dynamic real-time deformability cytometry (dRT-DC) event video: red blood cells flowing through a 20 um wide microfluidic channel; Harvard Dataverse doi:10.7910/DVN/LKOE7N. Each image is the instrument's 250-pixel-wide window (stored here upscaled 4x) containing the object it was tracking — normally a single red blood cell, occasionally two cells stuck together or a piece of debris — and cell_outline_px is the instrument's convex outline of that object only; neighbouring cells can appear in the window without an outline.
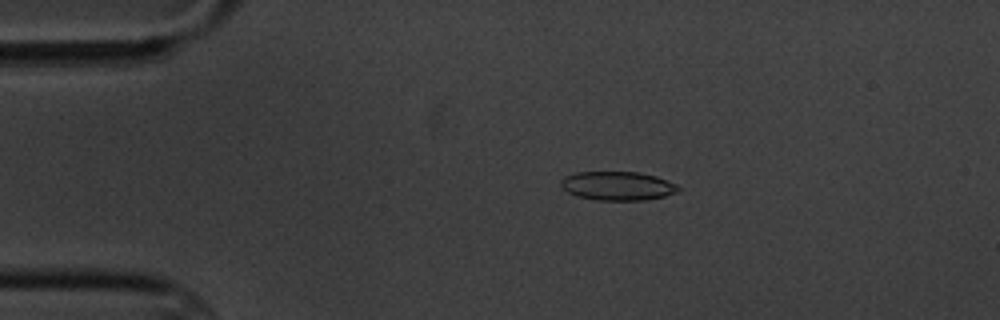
{"species": "common noctule bat (a hibernating species)", "species_latin": "Nyctalus noctula", "temperature_condition": "cold", "stored_images_in_passage": 14, "camera_frame_rate_fps": 3000, "um_per_image_px": 0.085, "animal": {"sex": "male", "body_mass_g": 20.1, "forearm_length_mm": 53.5}, "frame": {"image": 1, "passage_image": 3, "time_ms": 2.333, "image_size_px": [1000, 320], "cell_outline_px": [[680, 188], [676, 192], [664, 196], [644, 200], [596, 200], [576, 196], [560, 188], [560, 180], [564, 176], [576, 172], [640, 172], [656, 176], [676, 184]], "centroid_in_image_um": [52.44, 15.79], "position_along_channel_um": 32.6, "area_um2": 19.83}}
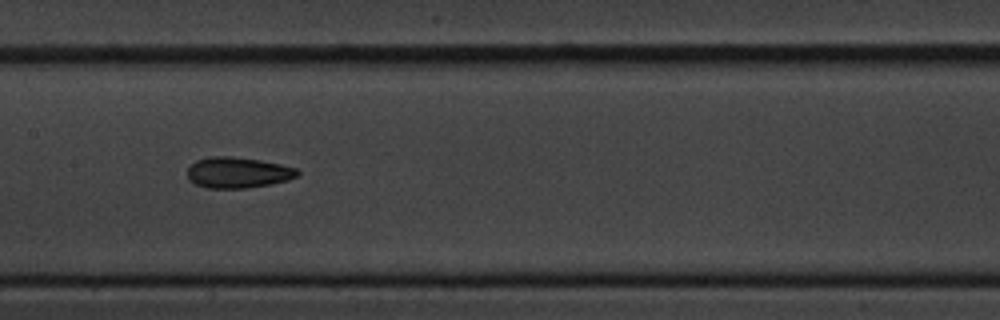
{"frame": {"image": 2, "passage_image": 7, "time_ms": 8.0, "image_size_px": [1000, 320], "cell_outline_px": [[300, 172], [296, 176], [288, 180], [272, 184], [244, 188], [208, 188], [196, 184], [188, 180], [188, 168], [196, 160], [208, 156], [232, 156], [260, 160], [280, 164], [296, 168]], "centroid_in_image_um": [20.21, 14.66], "position_along_channel_um": 187.2, "area_um2": 19.83}}
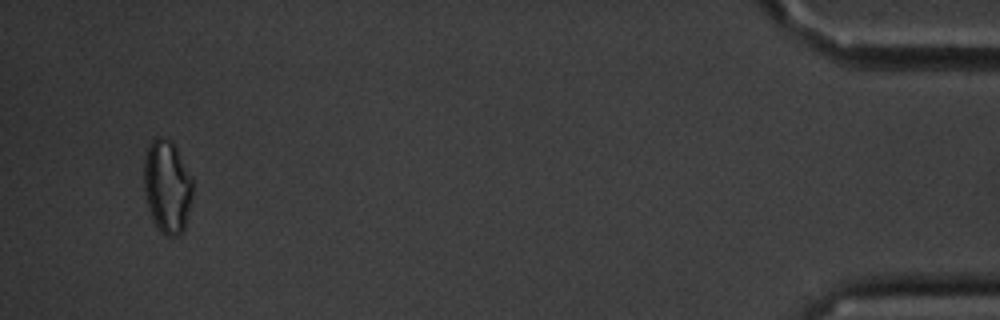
{"frame": {"image": 3, "passage_image": 14, "time_ms": 17.0, "image_size_px": [1000, 320], "cell_outline_px": [[192, 196], [184, 228], [176, 236], [164, 236], [160, 232], [148, 208], [144, 192], [144, 156], [148, 144], [156, 136], [160, 136], [172, 140], [192, 180]], "centroid_in_image_um": [14.18, 15.83], "position_along_channel_um": 421.0, "area_um2": 26.3}, "authors_computed_cell_mechanics": {"area_um2": 19.7387, "velocity_mm_per_s": 3.4433, "shape_relaxation_time_tau1_ms": 2.2455, "shape_relaxation_time_tau2_ms": 3.7148, "deformation_change_tau1": 0.0717, "deformation_change_tau2": 0.1117}}